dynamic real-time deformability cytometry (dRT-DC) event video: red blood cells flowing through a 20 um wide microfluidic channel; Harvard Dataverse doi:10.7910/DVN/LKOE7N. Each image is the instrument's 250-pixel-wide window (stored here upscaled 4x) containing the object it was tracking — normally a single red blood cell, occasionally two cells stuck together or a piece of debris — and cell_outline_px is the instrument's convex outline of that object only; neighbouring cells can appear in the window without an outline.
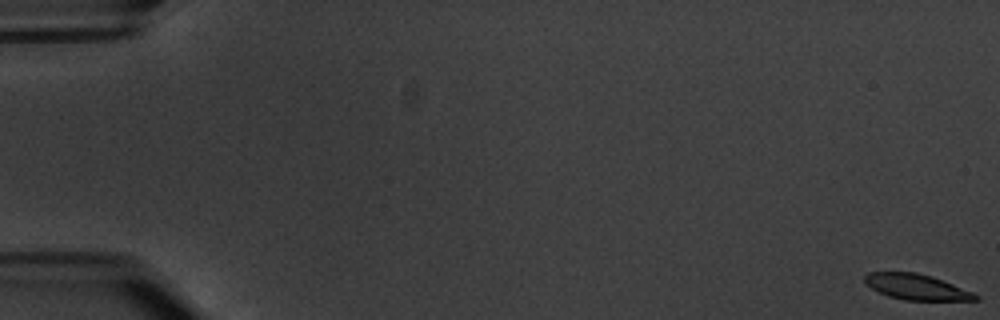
{"species": "common noctule bat (a hibernating species)", "species_latin": "Nyctalus noctula", "temperature_condition": "warm", "stored_images_in_passage": 11, "camera_frame_rate_fps": 3000, "um_per_image_px": 0.085, "animal": {"sex": "male", "body_mass_g": 20.1, "forearm_length_mm": 53.5}, "frame": {"image": 1, "passage_image": 1, "time_ms": 0.0, "image_size_px": [1000, 320], "cell_outline_px": [[980, 300], [904, 300], [888, 296], [864, 284], [864, 276], [868, 272], [916, 272], [932, 276], [972, 292], [980, 296]], "centroid_in_image_um": [77.88, 24.39], "position_along_channel_um": 7.1, "area_um2": 16.47}}
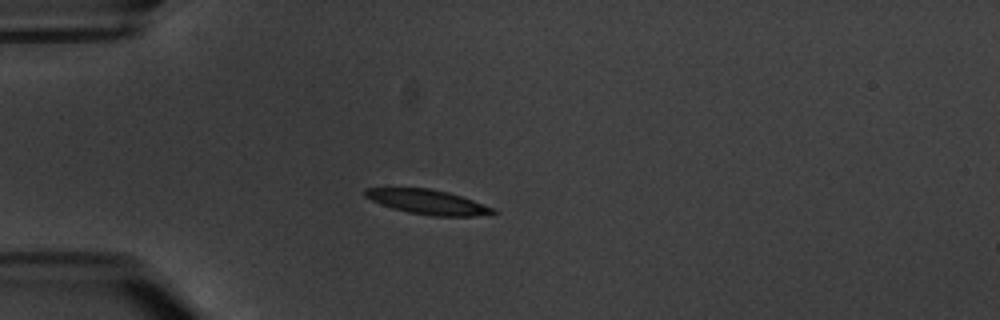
{"frame": {"image": 2, "passage_image": 5, "time_ms": 5.667, "image_size_px": [1000, 320], "cell_outline_px": [[496, 212], [472, 216], [432, 216], [408, 212], [392, 208], [380, 204], [364, 196], [364, 188], [428, 188], [448, 192], [496, 208]], "centroid_in_image_um": [36.33, 17.16], "position_along_channel_um": 48.7, "area_um2": 18.15}}
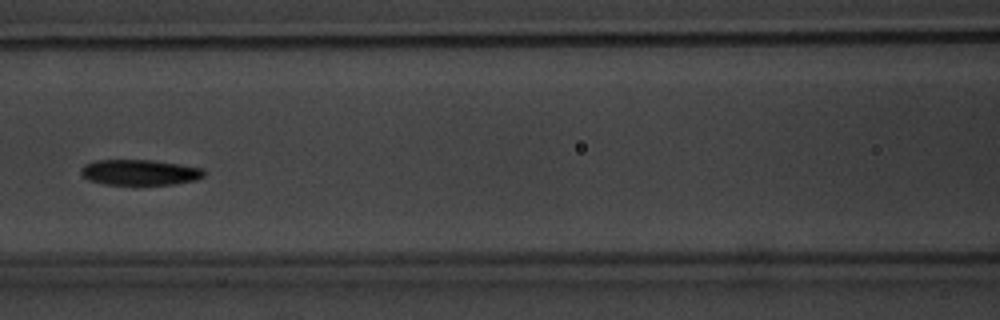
{"frame": {"image": 3, "passage_image": 8, "time_ms": 9.333, "image_size_px": [1000, 320], "cell_outline_px": [[204, 176], [196, 180], [176, 184], [144, 188], [132, 188], [100, 184], [88, 180], [80, 176], [80, 168], [84, 164], [96, 160], [152, 160], [180, 164], [204, 168]], "centroid_in_image_um": [11.83, 14.72], "position_along_channel_um": 154.8, "area_um2": 19.83}}